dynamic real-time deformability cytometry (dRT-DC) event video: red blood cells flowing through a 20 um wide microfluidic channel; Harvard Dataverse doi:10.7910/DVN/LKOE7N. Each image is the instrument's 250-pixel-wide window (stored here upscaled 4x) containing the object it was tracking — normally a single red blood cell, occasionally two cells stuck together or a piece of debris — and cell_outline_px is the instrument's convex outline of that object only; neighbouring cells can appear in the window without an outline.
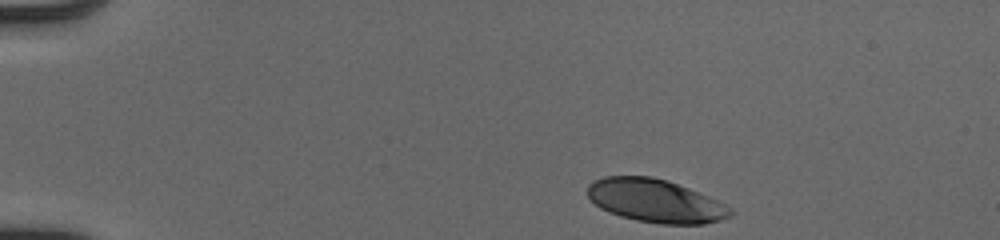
{"species": "human", "species_latin": "Homo sapiens", "temperature_condition": "cold", "stored_images_in_passage": 38, "camera_frame_rate_fps": 3000, "um_per_image_px": 0.085, "donor": {"sex": "male"}, "frame": {"image": 1, "passage_image": 1, "time_ms": 0.0, "image_size_px": [1000, 240], "cell_outline_px": [[736, 212], [732, 216], [720, 220], [704, 224], [660, 224], [636, 220], [620, 216], [608, 212], [600, 208], [588, 196], [588, 184], [604, 176], [652, 176], [668, 180], [708, 196], [732, 208]], "centroid_in_image_um": [55.73, 17.07], "position_along_channel_um": 29.3, "area_um2": 36.01}}
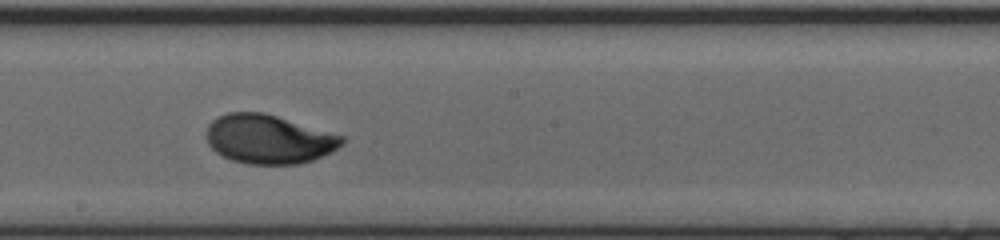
{"frame": {"image": 2, "passage_image": 22, "time_ms": 7.0, "image_size_px": [1000, 240], "cell_outline_px": [[344, 144], [332, 152], [312, 160], [296, 164], [248, 164], [232, 160], [216, 152], [208, 144], [208, 124], [216, 116], [228, 112], [264, 112], [344, 136]], "centroid_in_image_um": [22.85, 11.82], "position_along_channel_um": 225.4, "area_um2": 38.67}}
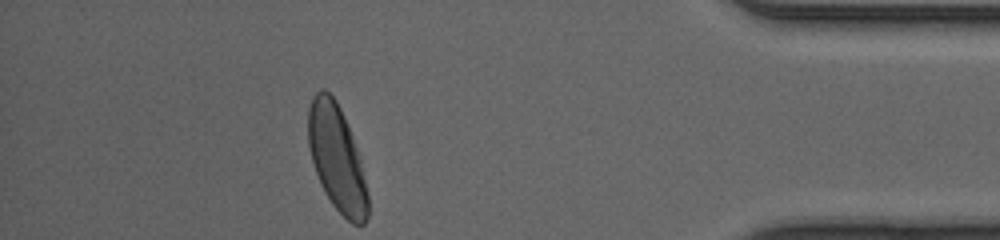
{"frame": {"image": 3, "passage_image": 38, "time_ms": 12.333, "image_size_px": [1000, 240], "cell_outline_px": [[368, 216], [364, 224], [352, 224], [332, 204], [324, 192], [320, 184], [312, 160], [308, 144], [308, 108], [312, 96], [320, 88], [324, 88], [336, 100], [340, 108], [352, 136], [360, 160], [368, 196]], "centroid_in_image_um": [28.61, 13.43], "position_along_channel_um": 406.6, "area_um2": 36.53}, "authors_computed_cell_mechanics": {"area_um2": 38.1191, "velocity_mm_per_s": 4.0847, "shape_relaxation_time_tau1_ms": 3.0165, "shape_relaxation_time_tau2_ms": null, "deformation_change_tau1": 0.1651, "deformation_change_tau2": null}}